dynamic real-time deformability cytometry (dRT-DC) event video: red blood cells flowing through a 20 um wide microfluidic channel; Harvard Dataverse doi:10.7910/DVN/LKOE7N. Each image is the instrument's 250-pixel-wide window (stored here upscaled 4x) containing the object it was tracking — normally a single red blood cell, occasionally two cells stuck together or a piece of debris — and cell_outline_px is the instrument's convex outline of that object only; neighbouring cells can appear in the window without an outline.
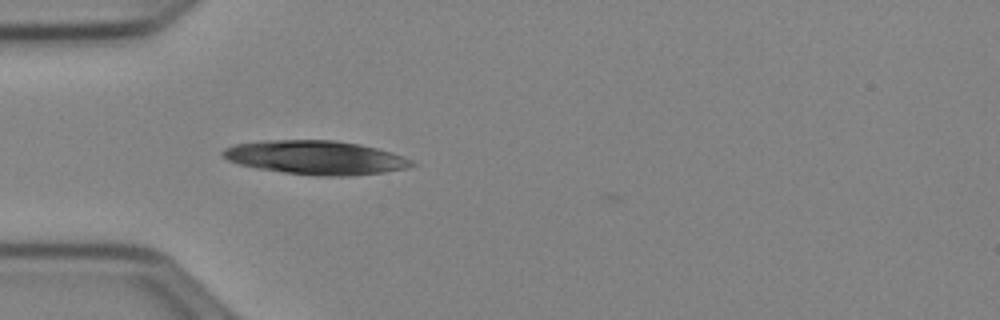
{"species": "Egyptian fruit bat (a non-hibernating species)", "species_latin": "Rousettus aegyptiacus", "temperature_condition": "cold", "stored_images_in_passage": 6, "camera_frame_rate_fps": 3000, "um_per_image_px": 0.085, "animal": {"sex": "female"}, "frame": {"image": 1, "passage_image": 5, "time_ms": 1.333, "image_size_px": [1000, 320], "cell_outline_px": [[416, 164], [404, 168], [384, 172], [352, 176], [320, 176], [284, 172], [256, 168], [240, 164], [228, 160], [220, 152], [224, 148], [236, 144], [264, 140], [336, 140], [360, 144], [392, 152], [412, 160]], "centroid_in_image_um": [26.83, 13.39], "position_along_channel_um": 58.2, "area_um2": 37.17}}